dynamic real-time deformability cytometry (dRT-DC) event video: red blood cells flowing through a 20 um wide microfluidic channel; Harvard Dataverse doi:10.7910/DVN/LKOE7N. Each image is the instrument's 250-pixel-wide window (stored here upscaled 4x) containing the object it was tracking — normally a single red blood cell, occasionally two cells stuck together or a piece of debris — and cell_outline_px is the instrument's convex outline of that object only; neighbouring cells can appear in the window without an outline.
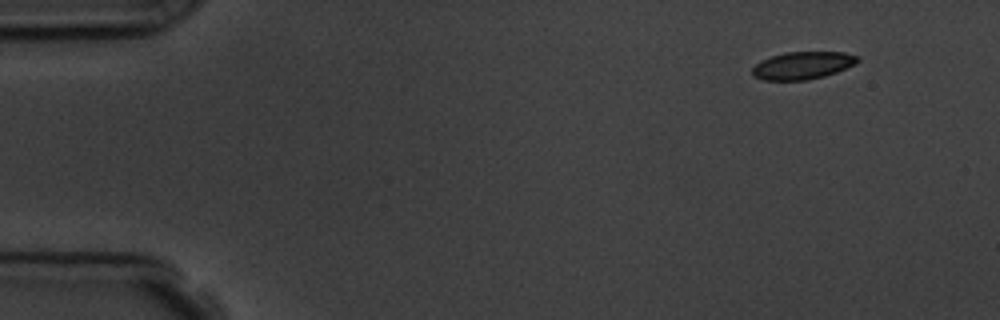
{"species": "common noctule bat (a hibernating species)", "species_latin": "Nyctalus noctula", "temperature_condition": "room temperature", "stored_images_in_passage": 4, "camera_frame_rate_fps": 3000, "um_per_image_px": 0.085, "animal": {"sex": "male", "body_mass_g": 19.5, "forearm_length_mm": 54.6}, "frame": {"image": 1, "passage_image": 1, "time_ms": 0.0, "image_size_px": [1000, 320], "cell_outline_px": [[860, 60], [856, 64], [836, 72], [824, 76], [804, 80], [764, 80], [752, 76], [752, 68], [760, 60], [784, 52], [844, 52], [860, 56]], "centroid_in_image_um": [68.23, 5.55], "position_along_channel_um": 16.8, "area_um2": 16.99}}
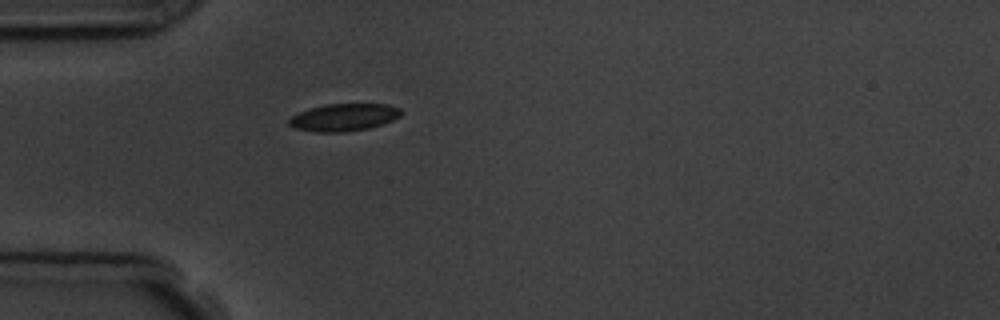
{"frame": {"image": 2, "passage_image": 4, "time_ms": 3.667, "image_size_px": [1000, 320], "cell_outline_px": [[404, 112], [400, 116], [392, 120], [368, 128], [344, 132], [316, 132], [296, 128], [288, 124], [288, 120], [292, 116], [308, 108], [324, 104], [388, 104], [400, 108]], "centroid_in_image_um": [29.23, 9.96], "position_along_channel_um": 55.8, "area_um2": 17.86}}